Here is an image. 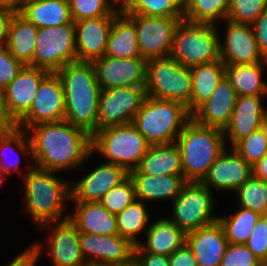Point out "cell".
I'll return each instance as SVG.
<instances>
[{
    "mask_svg": "<svg viewBox=\"0 0 267 266\" xmlns=\"http://www.w3.org/2000/svg\"><path fill=\"white\" fill-rule=\"evenodd\" d=\"M27 132L32 144L31 158L38 168L55 172L72 170L93 155L92 136L65 120L39 123Z\"/></svg>",
    "mask_w": 267,
    "mask_h": 266,
    "instance_id": "obj_1",
    "label": "cell"
},
{
    "mask_svg": "<svg viewBox=\"0 0 267 266\" xmlns=\"http://www.w3.org/2000/svg\"><path fill=\"white\" fill-rule=\"evenodd\" d=\"M65 96V121L86 130H98V103L101 88L92 62H69L58 70Z\"/></svg>",
    "mask_w": 267,
    "mask_h": 266,
    "instance_id": "obj_2",
    "label": "cell"
},
{
    "mask_svg": "<svg viewBox=\"0 0 267 266\" xmlns=\"http://www.w3.org/2000/svg\"><path fill=\"white\" fill-rule=\"evenodd\" d=\"M24 177L26 209L35 225L45 229L51 222L63 221L65 202L71 199L70 182L30 163ZM44 227V228H43Z\"/></svg>",
    "mask_w": 267,
    "mask_h": 266,
    "instance_id": "obj_3",
    "label": "cell"
},
{
    "mask_svg": "<svg viewBox=\"0 0 267 266\" xmlns=\"http://www.w3.org/2000/svg\"><path fill=\"white\" fill-rule=\"evenodd\" d=\"M180 151L183 177L201 182L216 158L228 147L224 131L202 126L191 119L175 142Z\"/></svg>",
    "mask_w": 267,
    "mask_h": 266,
    "instance_id": "obj_4",
    "label": "cell"
},
{
    "mask_svg": "<svg viewBox=\"0 0 267 266\" xmlns=\"http://www.w3.org/2000/svg\"><path fill=\"white\" fill-rule=\"evenodd\" d=\"M191 119L192 114L184 104L147 96L132 124L150 146L165 145L175 143Z\"/></svg>",
    "mask_w": 267,
    "mask_h": 266,
    "instance_id": "obj_5",
    "label": "cell"
},
{
    "mask_svg": "<svg viewBox=\"0 0 267 266\" xmlns=\"http://www.w3.org/2000/svg\"><path fill=\"white\" fill-rule=\"evenodd\" d=\"M149 144L132 124L108 126L92 135V153L100 154L104 162L134 170L146 154Z\"/></svg>",
    "mask_w": 267,
    "mask_h": 266,
    "instance_id": "obj_6",
    "label": "cell"
},
{
    "mask_svg": "<svg viewBox=\"0 0 267 266\" xmlns=\"http://www.w3.org/2000/svg\"><path fill=\"white\" fill-rule=\"evenodd\" d=\"M219 40L216 24L182 19L175 31L170 57L190 68L220 60Z\"/></svg>",
    "mask_w": 267,
    "mask_h": 266,
    "instance_id": "obj_7",
    "label": "cell"
},
{
    "mask_svg": "<svg viewBox=\"0 0 267 266\" xmlns=\"http://www.w3.org/2000/svg\"><path fill=\"white\" fill-rule=\"evenodd\" d=\"M144 87L147 96L180 102L190 112L192 92L190 67L181 65L171 57L149 59Z\"/></svg>",
    "mask_w": 267,
    "mask_h": 266,
    "instance_id": "obj_8",
    "label": "cell"
},
{
    "mask_svg": "<svg viewBox=\"0 0 267 266\" xmlns=\"http://www.w3.org/2000/svg\"><path fill=\"white\" fill-rule=\"evenodd\" d=\"M77 61L75 24L39 28L30 66L56 73L69 62Z\"/></svg>",
    "mask_w": 267,
    "mask_h": 266,
    "instance_id": "obj_9",
    "label": "cell"
},
{
    "mask_svg": "<svg viewBox=\"0 0 267 266\" xmlns=\"http://www.w3.org/2000/svg\"><path fill=\"white\" fill-rule=\"evenodd\" d=\"M213 197V191L202 182L187 181L172 201L173 215L170 220L185 233L218 221V216L213 215Z\"/></svg>",
    "mask_w": 267,
    "mask_h": 266,
    "instance_id": "obj_10",
    "label": "cell"
},
{
    "mask_svg": "<svg viewBox=\"0 0 267 266\" xmlns=\"http://www.w3.org/2000/svg\"><path fill=\"white\" fill-rule=\"evenodd\" d=\"M128 16L135 22L138 47L143 58L170 57L175 31L184 17Z\"/></svg>",
    "mask_w": 267,
    "mask_h": 266,
    "instance_id": "obj_11",
    "label": "cell"
},
{
    "mask_svg": "<svg viewBox=\"0 0 267 266\" xmlns=\"http://www.w3.org/2000/svg\"><path fill=\"white\" fill-rule=\"evenodd\" d=\"M146 97L144 86L101 90L98 103V130L108 126L132 123Z\"/></svg>",
    "mask_w": 267,
    "mask_h": 266,
    "instance_id": "obj_12",
    "label": "cell"
},
{
    "mask_svg": "<svg viewBox=\"0 0 267 266\" xmlns=\"http://www.w3.org/2000/svg\"><path fill=\"white\" fill-rule=\"evenodd\" d=\"M65 110V96L61 79L57 73H49L41 81L29 111L16 125L27 131L39 123L64 121Z\"/></svg>",
    "mask_w": 267,
    "mask_h": 266,
    "instance_id": "obj_13",
    "label": "cell"
},
{
    "mask_svg": "<svg viewBox=\"0 0 267 266\" xmlns=\"http://www.w3.org/2000/svg\"><path fill=\"white\" fill-rule=\"evenodd\" d=\"M79 243L82 254L89 264L109 266H133L134 264L136 246L119 234L94 235L80 232Z\"/></svg>",
    "mask_w": 267,
    "mask_h": 266,
    "instance_id": "obj_14",
    "label": "cell"
},
{
    "mask_svg": "<svg viewBox=\"0 0 267 266\" xmlns=\"http://www.w3.org/2000/svg\"><path fill=\"white\" fill-rule=\"evenodd\" d=\"M147 61L143 57L120 59L104 55L92 63L98 85L101 90H106L113 87L144 86Z\"/></svg>",
    "mask_w": 267,
    "mask_h": 266,
    "instance_id": "obj_15",
    "label": "cell"
},
{
    "mask_svg": "<svg viewBox=\"0 0 267 266\" xmlns=\"http://www.w3.org/2000/svg\"><path fill=\"white\" fill-rule=\"evenodd\" d=\"M226 20L224 43L219 40L220 60L225 65L256 64L266 58L260 52L251 24Z\"/></svg>",
    "mask_w": 267,
    "mask_h": 266,
    "instance_id": "obj_16",
    "label": "cell"
},
{
    "mask_svg": "<svg viewBox=\"0 0 267 266\" xmlns=\"http://www.w3.org/2000/svg\"><path fill=\"white\" fill-rule=\"evenodd\" d=\"M253 175L252 166L235 150L227 148L210 166L207 175L201 181L210 191H236Z\"/></svg>",
    "mask_w": 267,
    "mask_h": 266,
    "instance_id": "obj_17",
    "label": "cell"
},
{
    "mask_svg": "<svg viewBox=\"0 0 267 266\" xmlns=\"http://www.w3.org/2000/svg\"><path fill=\"white\" fill-rule=\"evenodd\" d=\"M50 72L25 65L2 91L9 116L17 123L30 109L41 81Z\"/></svg>",
    "mask_w": 267,
    "mask_h": 266,
    "instance_id": "obj_18",
    "label": "cell"
},
{
    "mask_svg": "<svg viewBox=\"0 0 267 266\" xmlns=\"http://www.w3.org/2000/svg\"><path fill=\"white\" fill-rule=\"evenodd\" d=\"M128 176L121 166L104 162L84 175L76 184H70L71 201L99 202L102 197Z\"/></svg>",
    "mask_w": 267,
    "mask_h": 266,
    "instance_id": "obj_19",
    "label": "cell"
},
{
    "mask_svg": "<svg viewBox=\"0 0 267 266\" xmlns=\"http://www.w3.org/2000/svg\"><path fill=\"white\" fill-rule=\"evenodd\" d=\"M114 16L74 22L77 61L93 62L105 55Z\"/></svg>",
    "mask_w": 267,
    "mask_h": 266,
    "instance_id": "obj_20",
    "label": "cell"
},
{
    "mask_svg": "<svg viewBox=\"0 0 267 266\" xmlns=\"http://www.w3.org/2000/svg\"><path fill=\"white\" fill-rule=\"evenodd\" d=\"M236 99V91L224 76L209 99L192 113V119L202 126L224 131L231 120Z\"/></svg>",
    "mask_w": 267,
    "mask_h": 266,
    "instance_id": "obj_21",
    "label": "cell"
},
{
    "mask_svg": "<svg viewBox=\"0 0 267 266\" xmlns=\"http://www.w3.org/2000/svg\"><path fill=\"white\" fill-rule=\"evenodd\" d=\"M79 234L77 226L69 218L56 222L49 239H47V251L53 266H84L87 264L80 248Z\"/></svg>",
    "mask_w": 267,
    "mask_h": 266,
    "instance_id": "obj_22",
    "label": "cell"
},
{
    "mask_svg": "<svg viewBox=\"0 0 267 266\" xmlns=\"http://www.w3.org/2000/svg\"><path fill=\"white\" fill-rule=\"evenodd\" d=\"M186 244L198 266H220L229 242L222 225L216 221L186 233Z\"/></svg>",
    "mask_w": 267,
    "mask_h": 266,
    "instance_id": "obj_23",
    "label": "cell"
},
{
    "mask_svg": "<svg viewBox=\"0 0 267 266\" xmlns=\"http://www.w3.org/2000/svg\"><path fill=\"white\" fill-rule=\"evenodd\" d=\"M263 105L262 96H237L231 120L224 129L225 140L230 141L231 147L238 140L261 128V122L267 114Z\"/></svg>",
    "mask_w": 267,
    "mask_h": 266,
    "instance_id": "obj_24",
    "label": "cell"
},
{
    "mask_svg": "<svg viewBox=\"0 0 267 266\" xmlns=\"http://www.w3.org/2000/svg\"><path fill=\"white\" fill-rule=\"evenodd\" d=\"M145 232V241H139L134 253H152L169 256L186 243V233L170 219L154 221ZM144 243V244H143Z\"/></svg>",
    "mask_w": 267,
    "mask_h": 266,
    "instance_id": "obj_25",
    "label": "cell"
},
{
    "mask_svg": "<svg viewBox=\"0 0 267 266\" xmlns=\"http://www.w3.org/2000/svg\"><path fill=\"white\" fill-rule=\"evenodd\" d=\"M75 213L69 219L80 232L94 235H118L116 214L110 213L100 202L72 201Z\"/></svg>",
    "mask_w": 267,
    "mask_h": 266,
    "instance_id": "obj_26",
    "label": "cell"
},
{
    "mask_svg": "<svg viewBox=\"0 0 267 266\" xmlns=\"http://www.w3.org/2000/svg\"><path fill=\"white\" fill-rule=\"evenodd\" d=\"M128 175L134 184L136 199L149 203L162 199L173 201L187 182L183 175L149 176L141 173H128Z\"/></svg>",
    "mask_w": 267,
    "mask_h": 266,
    "instance_id": "obj_27",
    "label": "cell"
},
{
    "mask_svg": "<svg viewBox=\"0 0 267 266\" xmlns=\"http://www.w3.org/2000/svg\"><path fill=\"white\" fill-rule=\"evenodd\" d=\"M17 12L38 29L62 26L72 21L68 0H26Z\"/></svg>",
    "mask_w": 267,
    "mask_h": 266,
    "instance_id": "obj_28",
    "label": "cell"
},
{
    "mask_svg": "<svg viewBox=\"0 0 267 266\" xmlns=\"http://www.w3.org/2000/svg\"><path fill=\"white\" fill-rule=\"evenodd\" d=\"M128 173L149 176L183 175L181 155L176 143L149 146L138 166Z\"/></svg>",
    "mask_w": 267,
    "mask_h": 266,
    "instance_id": "obj_29",
    "label": "cell"
},
{
    "mask_svg": "<svg viewBox=\"0 0 267 266\" xmlns=\"http://www.w3.org/2000/svg\"><path fill=\"white\" fill-rule=\"evenodd\" d=\"M105 55L120 59L142 57L138 47L135 22L121 10L114 15Z\"/></svg>",
    "mask_w": 267,
    "mask_h": 266,
    "instance_id": "obj_30",
    "label": "cell"
},
{
    "mask_svg": "<svg viewBox=\"0 0 267 266\" xmlns=\"http://www.w3.org/2000/svg\"><path fill=\"white\" fill-rule=\"evenodd\" d=\"M267 59L256 64L225 65V77L237 96H266L267 82L263 79Z\"/></svg>",
    "mask_w": 267,
    "mask_h": 266,
    "instance_id": "obj_31",
    "label": "cell"
},
{
    "mask_svg": "<svg viewBox=\"0 0 267 266\" xmlns=\"http://www.w3.org/2000/svg\"><path fill=\"white\" fill-rule=\"evenodd\" d=\"M38 28L16 12L9 27L6 47L24 65L33 62Z\"/></svg>",
    "mask_w": 267,
    "mask_h": 266,
    "instance_id": "obj_32",
    "label": "cell"
},
{
    "mask_svg": "<svg viewBox=\"0 0 267 266\" xmlns=\"http://www.w3.org/2000/svg\"><path fill=\"white\" fill-rule=\"evenodd\" d=\"M192 76V92L190 113L192 114L202 103L209 99L220 80L225 76V64L217 60L190 68Z\"/></svg>",
    "mask_w": 267,
    "mask_h": 266,
    "instance_id": "obj_33",
    "label": "cell"
},
{
    "mask_svg": "<svg viewBox=\"0 0 267 266\" xmlns=\"http://www.w3.org/2000/svg\"><path fill=\"white\" fill-rule=\"evenodd\" d=\"M120 10L127 15L184 17V0H122Z\"/></svg>",
    "mask_w": 267,
    "mask_h": 266,
    "instance_id": "obj_34",
    "label": "cell"
},
{
    "mask_svg": "<svg viewBox=\"0 0 267 266\" xmlns=\"http://www.w3.org/2000/svg\"><path fill=\"white\" fill-rule=\"evenodd\" d=\"M236 210L230 216H218V222L230 244H245L261 215L247 208L239 207Z\"/></svg>",
    "mask_w": 267,
    "mask_h": 266,
    "instance_id": "obj_35",
    "label": "cell"
},
{
    "mask_svg": "<svg viewBox=\"0 0 267 266\" xmlns=\"http://www.w3.org/2000/svg\"><path fill=\"white\" fill-rule=\"evenodd\" d=\"M7 150L11 152L15 151V154L18 155L16 156L14 153L13 155L18 158V161L17 159H7L6 157L8 156L5 155ZM22 153H28L29 156H32V144L26 130L16 127L11 133L0 135V171L3 174L11 175L13 171L22 172L19 169V154Z\"/></svg>",
    "mask_w": 267,
    "mask_h": 266,
    "instance_id": "obj_36",
    "label": "cell"
},
{
    "mask_svg": "<svg viewBox=\"0 0 267 266\" xmlns=\"http://www.w3.org/2000/svg\"><path fill=\"white\" fill-rule=\"evenodd\" d=\"M145 202L134 200L123 211L116 214L119 235L130 240L135 246L139 243L137 236L148 229L149 212Z\"/></svg>",
    "mask_w": 267,
    "mask_h": 266,
    "instance_id": "obj_37",
    "label": "cell"
},
{
    "mask_svg": "<svg viewBox=\"0 0 267 266\" xmlns=\"http://www.w3.org/2000/svg\"><path fill=\"white\" fill-rule=\"evenodd\" d=\"M231 0H184V19L190 22L218 24L226 19Z\"/></svg>",
    "mask_w": 267,
    "mask_h": 266,
    "instance_id": "obj_38",
    "label": "cell"
},
{
    "mask_svg": "<svg viewBox=\"0 0 267 266\" xmlns=\"http://www.w3.org/2000/svg\"><path fill=\"white\" fill-rule=\"evenodd\" d=\"M235 192L238 193V207L267 216V182L252 175Z\"/></svg>",
    "mask_w": 267,
    "mask_h": 266,
    "instance_id": "obj_39",
    "label": "cell"
},
{
    "mask_svg": "<svg viewBox=\"0 0 267 266\" xmlns=\"http://www.w3.org/2000/svg\"><path fill=\"white\" fill-rule=\"evenodd\" d=\"M73 22L83 19L114 16L120 10L117 0H68Z\"/></svg>",
    "mask_w": 267,
    "mask_h": 266,
    "instance_id": "obj_40",
    "label": "cell"
},
{
    "mask_svg": "<svg viewBox=\"0 0 267 266\" xmlns=\"http://www.w3.org/2000/svg\"><path fill=\"white\" fill-rule=\"evenodd\" d=\"M232 149L253 167L267 153V141L262 129L238 140Z\"/></svg>",
    "mask_w": 267,
    "mask_h": 266,
    "instance_id": "obj_41",
    "label": "cell"
},
{
    "mask_svg": "<svg viewBox=\"0 0 267 266\" xmlns=\"http://www.w3.org/2000/svg\"><path fill=\"white\" fill-rule=\"evenodd\" d=\"M136 200L134 184L129 175L114 188L110 189L99 201L110 213L123 211Z\"/></svg>",
    "mask_w": 267,
    "mask_h": 266,
    "instance_id": "obj_42",
    "label": "cell"
},
{
    "mask_svg": "<svg viewBox=\"0 0 267 266\" xmlns=\"http://www.w3.org/2000/svg\"><path fill=\"white\" fill-rule=\"evenodd\" d=\"M267 9V0H231L227 20L252 24Z\"/></svg>",
    "mask_w": 267,
    "mask_h": 266,
    "instance_id": "obj_43",
    "label": "cell"
},
{
    "mask_svg": "<svg viewBox=\"0 0 267 266\" xmlns=\"http://www.w3.org/2000/svg\"><path fill=\"white\" fill-rule=\"evenodd\" d=\"M260 259L245 244H228L220 266H258Z\"/></svg>",
    "mask_w": 267,
    "mask_h": 266,
    "instance_id": "obj_44",
    "label": "cell"
},
{
    "mask_svg": "<svg viewBox=\"0 0 267 266\" xmlns=\"http://www.w3.org/2000/svg\"><path fill=\"white\" fill-rule=\"evenodd\" d=\"M25 65L18 61L5 46H0V92L20 73Z\"/></svg>",
    "mask_w": 267,
    "mask_h": 266,
    "instance_id": "obj_45",
    "label": "cell"
},
{
    "mask_svg": "<svg viewBox=\"0 0 267 266\" xmlns=\"http://www.w3.org/2000/svg\"><path fill=\"white\" fill-rule=\"evenodd\" d=\"M245 245L260 259H266L267 216H261Z\"/></svg>",
    "mask_w": 267,
    "mask_h": 266,
    "instance_id": "obj_46",
    "label": "cell"
},
{
    "mask_svg": "<svg viewBox=\"0 0 267 266\" xmlns=\"http://www.w3.org/2000/svg\"><path fill=\"white\" fill-rule=\"evenodd\" d=\"M258 48L267 59V9L251 24Z\"/></svg>",
    "mask_w": 267,
    "mask_h": 266,
    "instance_id": "obj_47",
    "label": "cell"
},
{
    "mask_svg": "<svg viewBox=\"0 0 267 266\" xmlns=\"http://www.w3.org/2000/svg\"><path fill=\"white\" fill-rule=\"evenodd\" d=\"M41 244H34L23 252H20L13 260L6 266H35L36 261L41 256Z\"/></svg>",
    "mask_w": 267,
    "mask_h": 266,
    "instance_id": "obj_48",
    "label": "cell"
},
{
    "mask_svg": "<svg viewBox=\"0 0 267 266\" xmlns=\"http://www.w3.org/2000/svg\"><path fill=\"white\" fill-rule=\"evenodd\" d=\"M168 257L169 266H198L193 252L186 243Z\"/></svg>",
    "mask_w": 267,
    "mask_h": 266,
    "instance_id": "obj_49",
    "label": "cell"
},
{
    "mask_svg": "<svg viewBox=\"0 0 267 266\" xmlns=\"http://www.w3.org/2000/svg\"><path fill=\"white\" fill-rule=\"evenodd\" d=\"M133 266H169V257L152 253H134Z\"/></svg>",
    "mask_w": 267,
    "mask_h": 266,
    "instance_id": "obj_50",
    "label": "cell"
},
{
    "mask_svg": "<svg viewBox=\"0 0 267 266\" xmlns=\"http://www.w3.org/2000/svg\"><path fill=\"white\" fill-rule=\"evenodd\" d=\"M17 10L0 7V46H5L8 40L10 23Z\"/></svg>",
    "mask_w": 267,
    "mask_h": 266,
    "instance_id": "obj_51",
    "label": "cell"
},
{
    "mask_svg": "<svg viewBox=\"0 0 267 266\" xmlns=\"http://www.w3.org/2000/svg\"><path fill=\"white\" fill-rule=\"evenodd\" d=\"M16 127V122L9 116L0 92V135L11 133Z\"/></svg>",
    "mask_w": 267,
    "mask_h": 266,
    "instance_id": "obj_52",
    "label": "cell"
},
{
    "mask_svg": "<svg viewBox=\"0 0 267 266\" xmlns=\"http://www.w3.org/2000/svg\"><path fill=\"white\" fill-rule=\"evenodd\" d=\"M253 175L267 182V153L252 167Z\"/></svg>",
    "mask_w": 267,
    "mask_h": 266,
    "instance_id": "obj_53",
    "label": "cell"
},
{
    "mask_svg": "<svg viewBox=\"0 0 267 266\" xmlns=\"http://www.w3.org/2000/svg\"><path fill=\"white\" fill-rule=\"evenodd\" d=\"M0 7H9L18 10V0H0Z\"/></svg>",
    "mask_w": 267,
    "mask_h": 266,
    "instance_id": "obj_54",
    "label": "cell"
},
{
    "mask_svg": "<svg viewBox=\"0 0 267 266\" xmlns=\"http://www.w3.org/2000/svg\"><path fill=\"white\" fill-rule=\"evenodd\" d=\"M261 129L265 135L266 141H267V114L264 116L262 122H261Z\"/></svg>",
    "mask_w": 267,
    "mask_h": 266,
    "instance_id": "obj_55",
    "label": "cell"
},
{
    "mask_svg": "<svg viewBox=\"0 0 267 266\" xmlns=\"http://www.w3.org/2000/svg\"><path fill=\"white\" fill-rule=\"evenodd\" d=\"M258 266H267V259L260 260Z\"/></svg>",
    "mask_w": 267,
    "mask_h": 266,
    "instance_id": "obj_56",
    "label": "cell"
},
{
    "mask_svg": "<svg viewBox=\"0 0 267 266\" xmlns=\"http://www.w3.org/2000/svg\"><path fill=\"white\" fill-rule=\"evenodd\" d=\"M5 178H7V175L6 174H3L1 171H0V184H2V182L5 180ZM4 179V180H3Z\"/></svg>",
    "mask_w": 267,
    "mask_h": 266,
    "instance_id": "obj_57",
    "label": "cell"
},
{
    "mask_svg": "<svg viewBox=\"0 0 267 266\" xmlns=\"http://www.w3.org/2000/svg\"><path fill=\"white\" fill-rule=\"evenodd\" d=\"M84 266H109V265H101V264H89L87 263L86 265Z\"/></svg>",
    "mask_w": 267,
    "mask_h": 266,
    "instance_id": "obj_58",
    "label": "cell"
},
{
    "mask_svg": "<svg viewBox=\"0 0 267 266\" xmlns=\"http://www.w3.org/2000/svg\"><path fill=\"white\" fill-rule=\"evenodd\" d=\"M24 1H26V0H18V8L20 7L21 3Z\"/></svg>",
    "mask_w": 267,
    "mask_h": 266,
    "instance_id": "obj_59",
    "label": "cell"
}]
</instances>
